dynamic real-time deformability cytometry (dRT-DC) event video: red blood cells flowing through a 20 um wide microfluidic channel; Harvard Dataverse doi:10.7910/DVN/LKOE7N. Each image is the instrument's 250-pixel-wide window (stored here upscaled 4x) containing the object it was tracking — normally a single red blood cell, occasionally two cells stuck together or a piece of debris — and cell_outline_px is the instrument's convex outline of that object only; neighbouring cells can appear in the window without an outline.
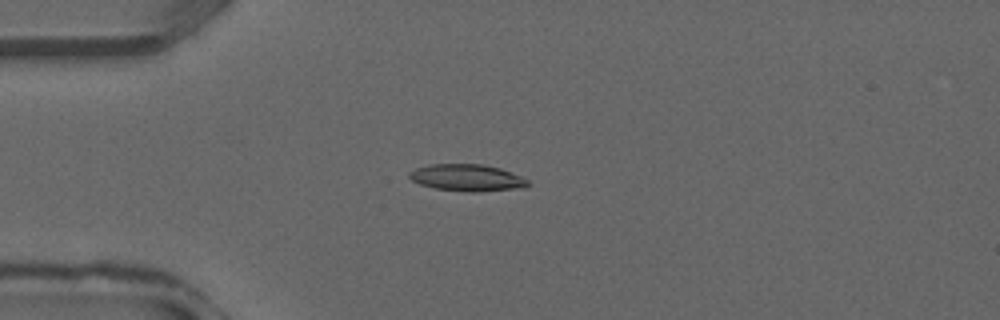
{"species": "common noctule bat (a hibernating species)", "species_latin": "Nyctalus noctula", "temperature_condition": "warm", "stored_images_in_passage": 36, "camera_frame_rate_fps": 3000, "um_per_image_px": 0.085, "animal": {"sex": "male", "forearm_length_mm": 52.5}, "frame": {"image": 1, "passage_image": 9, "time_ms": 2.667, "image_size_px": [1000, 320], "cell_outline_px": [[532, 184], [524, 188], [476, 192], [472, 192], [436, 188], [420, 184], [412, 180], [408, 176], [408, 172], [416, 168], [428, 164], [484, 164], [500, 168], [520, 176], [528, 180]], "centroid_in_image_um": [39.72, 15.1], "position_along_channel_um": 45.3, "area_um2": 18.61}}
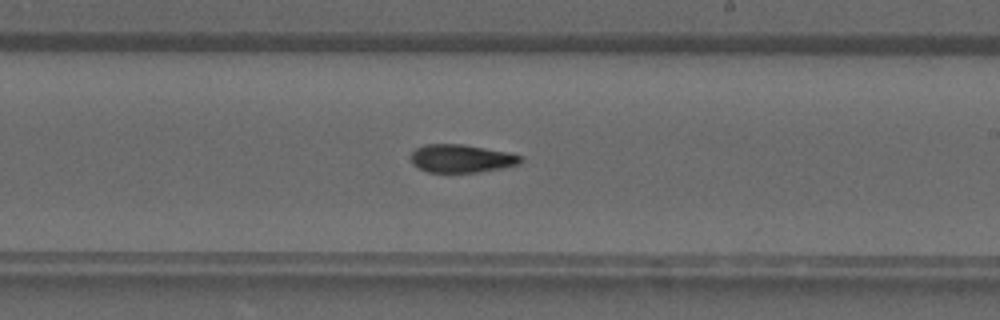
{"frame": {"image": 2, "passage_image": 21, "time_ms": 6.667, "image_size_px": [1000, 320], "cell_outline_px": [[524, 160], [520, 164], [500, 168], [476, 172], [428, 172], [412, 164], [412, 152], [416, 148], [424, 144], [464, 144], [508, 152], [520, 156]], "centroid_in_image_um": [39.22, 13.46], "position_along_channel_um": 249.8, "area_um2": 17.86}}
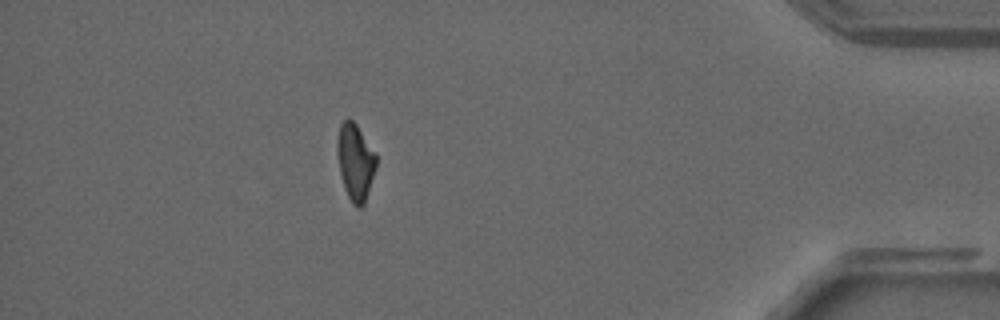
{"frame": {"image": 3, "passage_image": 32, "time_ms": 10.333, "image_size_px": [1000, 320], "cell_outline_px": [[376, 168], [364, 204], [360, 208], [356, 208], [352, 204], [344, 188], [340, 172], [336, 144], [336, 140], [340, 124], [344, 120], [352, 120], [356, 124], [376, 152]], "centroid_in_image_um": [30.2, 13.77], "position_along_channel_um": 405.0, "area_um2": 17.4}}